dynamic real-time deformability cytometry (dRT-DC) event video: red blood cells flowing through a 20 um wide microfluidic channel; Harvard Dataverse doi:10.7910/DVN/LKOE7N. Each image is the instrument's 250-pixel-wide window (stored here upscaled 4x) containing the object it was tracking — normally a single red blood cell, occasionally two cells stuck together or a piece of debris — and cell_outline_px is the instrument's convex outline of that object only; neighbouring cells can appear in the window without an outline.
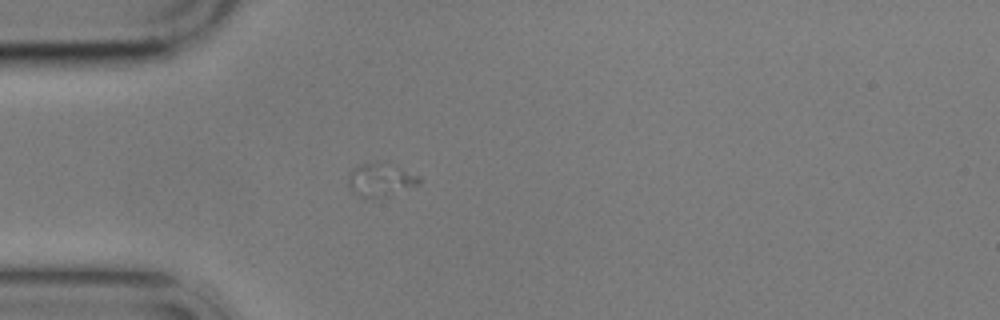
{"species": "common noctule bat (a hibernating species)", "species_latin": "Nyctalus noctula", "temperature_condition": "cold", "stored_images_in_passage": 1, "camera_frame_rate_fps": 3000, "um_per_image_px": 0.085, "animal": {"sex": "male", "body_mass_g": 17.9}, "frame": {"image": 1, "passage_image": 1, "time_ms": 0.0, "image_size_px": [1000, 320], "cell_outline_px": [[420, 184], [388, 196], [368, 200], [356, 196], [348, 188], [348, 176], [352, 168], [360, 164], [376, 160], [400, 168], [420, 176]], "centroid_in_image_um": [32.28, 15.31], "position_along_channel_um": 52.7, "area_um2": 14.22}}